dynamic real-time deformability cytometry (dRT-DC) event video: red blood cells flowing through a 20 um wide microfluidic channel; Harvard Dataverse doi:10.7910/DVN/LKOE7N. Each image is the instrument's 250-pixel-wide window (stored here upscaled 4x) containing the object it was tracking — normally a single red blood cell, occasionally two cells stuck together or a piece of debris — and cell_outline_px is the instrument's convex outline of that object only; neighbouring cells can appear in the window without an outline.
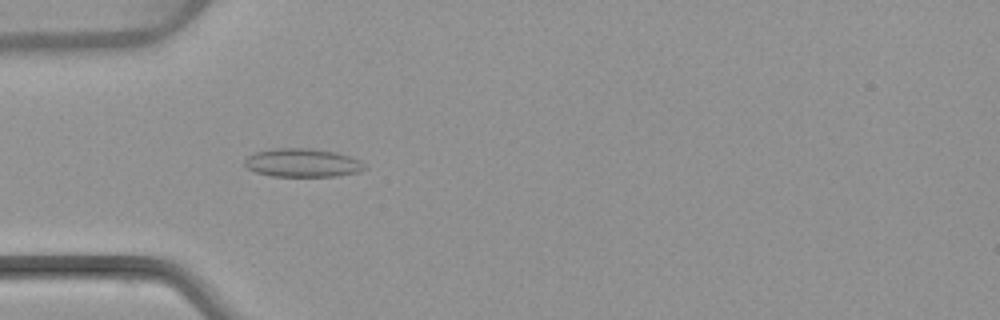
{"species": "common noctule bat (a hibernating species)", "species_latin": "Nyctalus noctula", "temperature_condition": "warm", "stored_images_in_passage": 3, "camera_frame_rate_fps": 3000, "um_per_image_px": 0.085, "animal": {"sex": "female", "body_mass_g": 22.7, "forearm_length_mm": 54.2}, "frame": {"image": 1, "passage_image": 3, "time_ms": 3.333, "image_size_px": [1000, 320], "cell_outline_px": [[368, 168], [360, 172], [336, 176], [272, 176], [256, 172], [248, 168], [244, 164], [244, 160], [248, 156], [256, 152], [276, 148], [312, 148], [336, 152], [360, 160]], "centroid_in_image_um": [25.74, 13.84], "position_along_channel_um": 59.3, "area_um2": 19.94}}